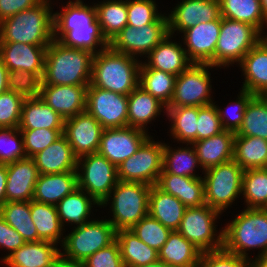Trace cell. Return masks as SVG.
Instances as JSON below:
<instances>
[{
	"mask_svg": "<svg viewBox=\"0 0 267 267\" xmlns=\"http://www.w3.org/2000/svg\"><path fill=\"white\" fill-rule=\"evenodd\" d=\"M62 11L53 14V39L65 46L90 51L93 54L97 53L94 50L97 44H101L102 48L109 47V42L101 32L95 6L89 7L76 0L70 1ZM57 32L62 36L59 39L55 38Z\"/></svg>",
	"mask_w": 267,
	"mask_h": 267,
	"instance_id": "6da1fadb",
	"label": "cell"
},
{
	"mask_svg": "<svg viewBox=\"0 0 267 267\" xmlns=\"http://www.w3.org/2000/svg\"><path fill=\"white\" fill-rule=\"evenodd\" d=\"M94 54L53 39L47 47L41 85H89Z\"/></svg>",
	"mask_w": 267,
	"mask_h": 267,
	"instance_id": "7a4b0ae2",
	"label": "cell"
},
{
	"mask_svg": "<svg viewBox=\"0 0 267 267\" xmlns=\"http://www.w3.org/2000/svg\"><path fill=\"white\" fill-rule=\"evenodd\" d=\"M140 65L133 56L103 48L94 54L90 84L129 95L139 84Z\"/></svg>",
	"mask_w": 267,
	"mask_h": 267,
	"instance_id": "3957f363",
	"label": "cell"
},
{
	"mask_svg": "<svg viewBox=\"0 0 267 267\" xmlns=\"http://www.w3.org/2000/svg\"><path fill=\"white\" fill-rule=\"evenodd\" d=\"M47 1L0 21V42L49 46L54 38L53 15Z\"/></svg>",
	"mask_w": 267,
	"mask_h": 267,
	"instance_id": "277c9868",
	"label": "cell"
},
{
	"mask_svg": "<svg viewBox=\"0 0 267 267\" xmlns=\"http://www.w3.org/2000/svg\"><path fill=\"white\" fill-rule=\"evenodd\" d=\"M223 231V249L246 258L249 248H261L267 254V213L262 208H247Z\"/></svg>",
	"mask_w": 267,
	"mask_h": 267,
	"instance_id": "5b68a950",
	"label": "cell"
},
{
	"mask_svg": "<svg viewBox=\"0 0 267 267\" xmlns=\"http://www.w3.org/2000/svg\"><path fill=\"white\" fill-rule=\"evenodd\" d=\"M112 190L113 219L108 221L116 231L131 229L148 214L151 185L118 181Z\"/></svg>",
	"mask_w": 267,
	"mask_h": 267,
	"instance_id": "8992f818",
	"label": "cell"
},
{
	"mask_svg": "<svg viewBox=\"0 0 267 267\" xmlns=\"http://www.w3.org/2000/svg\"><path fill=\"white\" fill-rule=\"evenodd\" d=\"M244 169L233 159L205 170V203L222 211L242 193Z\"/></svg>",
	"mask_w": 267,
	"mask_h": 267,
	"instance_id": "52a82bcc",
	"label": "cell"
},
{
	"mask_svg": "<svg viewBox=\"0 0 267 267\" xmlns=\"http://www.w3.org/2000/svg\"><path fill=\"white\" fill-rule=\"evenodd\" d=\"M260 34L254 26L221 17V29L215 48V66L240 62L263 38Z\"/></svg>",
	"mask_w": 267,
	"mask_h": 267,
	"instance_id": "ba28073f",
	"label": "cell"
},
{
	"mask_svg": "<svg viewBox=\"0 0 267 267\" xmlns=\"http://www.w3.org/2000/svg\"><path fill=\"white\" fill-rule=\"evenodd\" d=\"M63 240L67 259L83 262L98 250L116 240V230L108 220L88 221Z\"/></svg>",
	"mask_w": 267,
	"mask_h": 267,
	"instance_id": "9c48e42d",
	"label": "cell"
},
{
	"mask_svg": "<svg viewBox=\"0 0 267 267\" xmlns=\"http://www.w3.org/2000/svg\"><path fill=\"white\" fill-rule=\"evenodd\" d=\"M163 149L162 143H155L149 137L137 152L117 167L118 180L156 185L162 172Z\"/></svg>",
	"mask_w": 267,
	"mask_h": 267,
	"instance_id": "30bf717a",
	"label": "cell"
},
{
	"mask_svg": "<svg viewBox=\"0 0 267 267\" xmlns=\"http://www.w3.org/2000/svg\"><path fill=\"white\" fill-rule=\"evenodd\" d=\"M221 212L207 204L187 208L177 231L202 253L222 249L223 231L214 239V220ZM216 240V241H214Z\"/></svg>",
	"mask_w": 267,
	"mask_h": 267,
	"instance_id": "8fae6325",
	"label": "cell"
},
{
	"mask_svg": "<svg viewBox=\"0 0 267 267\" xmlns=\"http://www.w3.org/2000/svg\"><path fill=\"white\" fill-rule=\"evenodd\" d=\"M82 157L85 160L82 165L84 172H77L78 187L99 205L107 204L112 189L119 181L117 167L98 152Z\"/></svg>",
	"mask_w": 267,
	"mask_h": 267,
	"instance_id": "7c38bea8",
	"label": "cell"
},
{
	"mask_svg": "<svg viewBox=\"0 0 267 267\" xmlns=\"http://www.w3.org/2000/svg\"><path fill=\"white\" fill-rule=\"evenodd\" d=\"M167 35L168 19L162 15L154 23L145 26L126 25L109 42V47L129 56L149 54Z\"/></svg>",
	"mask_w": 267,
	"mask_h": 267,
	"instance_id": "4fadbf2b",
	"label": "cell"
},
{
	"mask_svg": "<svg viewBox=\"0 0 267 267\" xmlns=\"http://www.w3.org/2000/svg\"><path fill=\"white\" fill-rule=\"evenodd\" d=\"M207 67L212 66L192 63L176 76L174 94L167 107H201L212 104L209 98L211 86Z\"/></svg>",
	"mask_w": 267,
	"mask_h": 267,
	"instance_id": "5bb4252c",
	"label": "cell"
},
{
	"mask_svg": "<svg viewBox=\"0 0 267 267\" xmlns=\"http://www.w3.org/2000/svg\"><path fill=\"white\" fill-rule=\"evenodd\" d=\"M86 111L105 128L128 126V95L112 92L89 84Z\"/></svg>",
	"mask_w": 267,
	"mask_h": 267,
	"instance_id": "9a60e30c",
	"label": "cell"
},
{
	"mask_svg": "<svg viewBox=\"0 0 267 267\" xmlns=\"http://www.w3.org/2000/svg\"><path fill=\"white\" fill-rule=\"evenodd\" d=\"M103 130L101 124L87 111L65 119L63 135L78 158L77 170L84 161L82 156L98 152Z\"/></svg>",
	"mask_w": 267,
	"mask_h": 267,
	"instance_id": "2e32d148",
	"label": "cell"
},
{
	"mask_svg": "<svg viewBox=\"0 0 267 267\" xmlns=\"http://www.w3.org/2000/svg\"><path fill=\"white\" fill-rule=\"evenodd\" d=\"M145 130L134 127L105 128L98 153L116 167L138 151L149 138Z\"/></svg>",
	"mask_w": 267,
	"mask_h": 267,
	"instance_id": "e0dca14e",
	"label": "cell"
},
{
	"mask_svg": "<svg viewBox=\"0 0 267 267\" xmlns=\"http://www.w3.org/2000/svg\"><path fill=\"white\" fill-rule=\"evenodd\" d=\"M220 29L221 19H216L211 22L198 23L183 31L188 47L186 54L192 63L215 66V48Z\"/></svg>",
	"mask_w": 267,
	"mask_h": 267,
	"instance_id": "ac0fdd59",
	"label": "cell"
},
{
	"mask_svg": "<svg viewBox=\"0 0 267 267\" xmlns=\"http://www.w3.org/2000/svg\"><path fill=\"white\" fill-rule=\"evenodd\" d=\"M89 85H41L39 97L64 120L86 111Z\"/></svg>",
	"mask_w": 267,
	"mask_h": 267,
	"instance_id": "d6986e66",
	"label": "cell"
},
{
	"mask_svg": "<svg viewBox=\"0 0 267 267\" xmlns=\"http://www.w3.org/2000/svg\"><path fill=\"white\" fill-rule=\"evenodd\" d=\"M168 17L169 34L183 32L198 23L221 19L219 0H183Z\"/></svg>",
	"mask_w": 267,
	"mask_h": 267,
	"instance_id": "ffe728a7",
	"label": "cell"
},
{
	"mask_svg": "<svg viewBox=\"0 0 267 267\" xmlns=\"http://www.w3.org/2000/svg\"><path fill=\"white\" fill-rule=\"evenodd\" d=\"M47 47L22 42H0V59L8 70L30 71L42 80Z\"/></svg>",
	"mask_w": 267,
	"mask_h": 267,
	"instance_id": "44dd1931",
	"label": "cell"
},
{
	"mask_svg": "<svg viewBox=\"0 0 267 267\" xmlns=\"http://www.w3.org/2000/svg\"><path fill=\"white\" fill-rule=\"evenodd\" d=\"M6 202L33 200L39 172L32 158L16 160L6 164Z\"/></svg>",
	"mask_w": 267,
	"mask_h": 267,
	"instance_id": "7402d4cb",
	"label": "cell"
},
{
	"mask_svg": "<svg viewBox=\"0 0 267 267\" xmlns=\"http://www.w3.org/2000/svg\"><path fill=\"white\" fill-rule=\"evenodd\" d=\"M32 159L39 174L78 171V158L64 135L35 154Z\"/></svg>",
	"mask_w": 267,
	"mask_h": 267,
	"instance_id": "603a6c76",
	"label": "cell"
},
{
	"mask_svg": "<svg viewBox=\"0 0 267 267\" xmlns=\"http://www.w3.org/2000/svg\"><path fill=\"white\" fill-rule=\"evenodd\" d=\"M245 74L242 90L267 96V36L262 38L240 61Z\"/></svg>",
	"mask_w": 267,
	"mask_h": 267,
	"instance_id": "cb8c5ba5",
	"label": "cell"
},
{
	"mask_svg": "<svg viewBox=\"0 0 267 267\" xmlns=\"http://www.w3.org/2000/svg\"><path fill=\"white\" fill-rule=\"evenodd\" d=\"M156 186L163 192L178 198L187 208L205 205L204 180L160 173Z\"/></svg>",
	"mask_w": 267,
	"mask_h": 267,
	"instance_id": "d4e9b609",
	"label": "cell"
},
{
	"mask_svg": "<svg viewBox=\"0 0 267 267\" xmlns=\"http://www.w3.org/2000/svg\"><path fill=\"white\" fill-rule=\"evenodd\" d=\"M77 172L39 174L35 184L33 200L40 203L57 205L66 195L78 188Z\"/></svg>",
	"mask_w": 267,
	"mask_h": 267,
	"instance_id": "484cf974",
	"label": "cell"
},
{
	"mask_svg": "<svg viewBox=\"0 0 267 267\" xmlns=\"http://www.w3.org/2000/svg\"><path fill=\"white\" fill-rule=\"evenodd\" d=\"M64 119L39 96L26 97L22 106L19 130H64Z\"/></svg>",
	"mask_w": 267,
	"mask_h": 267,
	"instance_id": "4316f807",
	"label": "cell"
},
{
	"mask_svg": "<svg viewBox=\"0 0 267 267\" xmlns=\"http://www.w3.org/2000/svg\"><path fill=\"white\" fill-rule=\"evenodd\" d=\"M235 133L222 131L218 135L193 142L200 166L208 168L233 159Z\"/></svg>",
	"mask_w": 267,
	"mask_h": 267,
	"instance_id": "83f0119b",
	"label": "cell"
},
{
	"mask_svg": "<svg viewBox=\"0 0 267 267\" xmlns=\"http://www.w3.org/2000/svg\"><path fill=\"white\" fill-rule=\"evenodd\" d=\"M171 35H167L149 54L147 64L140 68H153L178 76L186 70L192 62L189 60L186 49L180 45L168 41Z\"/></svg>",
	"mask_w": 267,
	"mask_h": 267,
	"instance_id": "f1b7e54d",
	"label": "cell"
},
{
	"mask_svg": "<svg viewBox=\"0 0 267 267\" xmlns=\"http://www.w3.org/2000/svg\"><path fill=\"white\" fill-rule=\"evenodd\" d=\"M54 244L44 240L26 242L15 252L5 256L3 262L9 267H50L61 253Z\"/></svg>",
	"mask_w": 267,
	"mask_h": 267,
	"instance_id": "f546056e",
	"label": "cell"
},
{
	"mask_svg": "<svg viewBox=\"0 0 267 267\" xmlns=\"http://www.w3.org/2000/svg\"><path fill=\"white\" fill-rule=\"evenodd\" d=\"M187 207L175 196L163 192L156 185L151 186L148 214L164 227L177 230Z\"/></svg>",
	"mask_w": 267,
	"mask_h": 267,
	"instance_id": "4dcf8cb0",
	"label": "cell"
},
{
	"mask_svg": "<svg viewBox=\"0 0 267 267\" xmlns=\"http://www.w3.org/2000/svg\"><path fill=\"white\" fill-rule=\"evenodd\" d=\"M158 253L159 260L170 267H197L202 252L174 230Z\"/></svg>",
	"mask_w": 267,
	"mask_h": 267,
	"instance_id": "1f68e13d",
	"label": "cell"
},
{
	"mask_svg": "<svg viewBox=\"0 0 267 267\" xmlns=\"http://www.w3.org/2000/svg\"><path fill=\"white\" fill-rule=\"evenodd\" d=\"M116 241L124 267H143L159 260V253L145 244L130 229L116 231Z\"/></svg>",
	"mask_w": 267,
	"mask_h": 267,
	"instance_id": "d6a6232c",
	"label": "cell"
},
{
	"mask_svg": "<svg viewBox=\"0 0 267 267\" xmlns=\"http://www.w3.org/2000/svg\"><path fill=\"white\" fill-rule=\"evenodd\" d=\"M233 160L244 170L266 168L267 139L235 134Z\"/></svg>",
	"mask_w": 267,
	"mask_h": 267,
	"instance_id": "836d02e7",
	"label": "cell"
},
{
	"mask_svg": "<svg viewBox=\"0 0 267 267\" xmlns=\"http://www.w3.org/2000/svg\"><path fill=\"white\" fill-rule=\"evenodd\" d=\"M161 106L166 107L160 100L137 86L128 95V126L144 130L143 125L160 114Z\"/></svg>",
	"mask_w": 267,
	"mask_h": 267,
	"instance_id": "e575fe53",
	"label": "cell"
},
{
	"mask_svg": "<svg viewBox=\"0 0 267 267\" xmlns=\"http://www.w3.org/2000/svg\"><path fill=\"white\" fill-rule=\"evenodd\" d=\"M221 17L240 21L262 31L267 18L263 13L260 0H219Z\"/></svg>",
	"mask_w": 267,
	"mask_h": 267,
	"instance_id": "d590c367",
	"label": "cell"
},
{
	"mask_svg": "<svg viewBox=\"0 0 267 267\" xmlns=\"http://www.w3.org/2000/svg\"><path fill=\"white\" fill-rule=\"evenodd\" d=\"M30 213L38 233V241L56 244L61 238L62 226L55 205L30 201Z\"/></svg>",
	"mask_w": 267,
	"mask_h": 267,
	"instance_id": "8d00e7d4",
	"label": "cell"
},
{
	"mask_svg": "<svg viewBox=\"0 0 267 267\" xmlns=\"http://www.w3.org/2000/svg\"><path fill=\"white\" fill-rule=\"evenodd\" d=\"M0 215L26 242L38 241V233L30 213V201L5 202Z\"/></svg>",
	"mask_w": 267,
	"mask_h": 267,
	"instance_id": "74e56055",
	"label": "cell"
},
{
	"mask_svg": "<svg viewBox=\"0 0 267 267\" xmlns=\"http://www.w3.org/2000/svg\"><path fill=\"white\" fill-rule=\"evenodd\" d=\"M127 1H104L95 6L101 32L108 42L127 25Z\"/></svg>",
	"mask_w": 267,
	"mask_h": 267,
	"instance_id": "f35d334b",
	"label": "cell"
},
{
	"mask_svg": "<svg viewBox=\"0 0 267 267\" xmlns=\"http://www.w3.org/2000/svg\"><path fill=\"white\" fill-rule=\"evenodd\" d=\"M176 76L153 68L139 69V84L144 91L160 100L166 107L170 104Z\"/></svg>",
	"mask_w": 267,
	"mask_h": 267,
	"instance_id": "ab89813d",
	"label": "cell"
},
{
	"mask_svg": "<svg viewBox=\"0 0 267 267\" xmlns=\"http://www.w3.org/2000/svg\"><path fill=\"white\" fill-rule=\"evenodd\" d=\"M235 134L267 139V96L254 95L250 99L242 124Z\"/></svg>",
	"mask_w": 267,
	"mask_h": 267,
	"instance_id": "60d3db41",
	"label": "cell"
},
{
	"mask_svg": "<svg viewBox=\"0 0 267 267\" xmlns=\"http://www.w3.org/2000/svg\"><path fill=\"white\" fill-rule=\"evenodd\" d=\"M92 199V201H91ZM91 202L99 205L92 197L84 194V191L79 187L72 193L66 195L59 203H57L56 210L61 222H73L82 226L86 222L91 210Z\"/></svg>",
	"mask_w": 267,
	"mask_h": 267,
	"instance_id": "b9f144b4",
	"label": "cell"
},
{
	"mask_svg": "<svg viewBox=\"0 0 267 267\" xmlns=\"http://www.w3.org/2000/svg\"><path fill=\"white\" fill-rule=\"evenodd\" d=\"M173 121L171 132L183 142L192 144L197 141L198 106L166 107Z\"/></svg>",
	"mask_w": 267,
	"mask_h": 267,
	"instance_id": "7bdbcfd3",
	"label": "cell"
},
{
	"mask_svg": "<svg viewBox=\"0 0 267 267\" xmlns=\"http://www.w3.org/2000/svg\"><path fill=\"white\" fill-rule=\"evenodd\" d=\"M242 192L247 208H263L267 204V169H246L242 177Z\"/></svg>",
	"mask_w": 267,
	"mask_h": 267,
	"instance_id": "ee69618b",
	"label": "cell"
},
{
	"mask_svg": "<svg viewBox=\"0 0 267 267\" xmlns=\"http://www.w3.org/2000/svg\"><path fill=\"white\" fill-rule=\"evenodd\" d=\"M196 164L200 163L194 147L193 150L190 148H180L173 151L169 149V146L164 144L161 173H172L179 176L198 178L192 173Z\"/></svg>",
	"mask_w": 267,
	"mask_h": 267,
	"instance_id": "f6af8a7d",
	"label": "cell"
},
{
	"mask_svg": "<svg viewBox=\"0 0 267 267\" xmlns=\"http://www.w3.org/2000/svg\"><path fill=\"white\" fill-rule=\"evenodd\" d=\"M130 230L145 244L157 251L161 249L172 231L164 227L157 219L149 214L142 218Z\"/></svg>",
	"mask_w": 267,
	"mask_h": 267,
	"instance_id": "bcb514c9",
	"label": "cell"
},
{
	"mask_svg": "<svg viewBox=\"0 0 267 267\" xmlns=\"http://www.w3.org/2000/svg\"><path fill=\"white\" fill-rule=\"evenodd\" d=\"M25 98L9 90L0 94V128H18Z\"/></svg>",
	"mask_w": 267,
	"mask_h": 267,
	"instance_id": "7dc6e473",
	"label": "cell"
},
{
	"mask_svg": "<svg viewBox=\"0 0 267 267\" xmlns=\"http://www.w3.org/2000/svg\"><path fill=\"white\" fill-rule=\"evenodd\" d=\"M64 130L35 129L20 130L26 157L32 158L63 135Z\"/></svg>",
	"mask_w": 267,
	"mask_h": 267,
	"instance_id": "c3c4849f",
	"label": "cell"
},
{
	"mask_svg": "<svg viewBox=\"0 0 267 267\" xmlns=\"http://www.w3.org/2000/svg\"><path fill=\"white\" fill-rule=\"evenodd\" d=\"M17 133H20L19 128H0V164L6 165L26 158L23 138L18 141Z\"/></svg>",
	"mask_w": 267,
	"mask_h": 267,
	"instance_id": "681fc988",
	"label": "cell"
},
{
	"mask_svg": "<svg viewBox=\"0 0 267 267\" xmlns=\"http://www.w3.org/2000/svg\"><path fill=\"white\" fill-rule=\"evenodd\" d=\"M41 82L42 80L30 71L9 70L8 73V90L24 97L39 96Z\"/></svg>",
	"mask_w": 267,
	"mask_h": 267,
	"instance_id": "f907efd6",
	"label": "cell"
},
{
	"mask_svg": "<svg viewBox=\"0 0 267 267\" xmlns=\"http://www.w3.org/2000/svg\"><path fill=\"white\" fill-rule=\"evenodd\" d=\"M156 10V4L152 0L128 1L127 25L141 27L154 23L161 16Z\"/></svg>",
	"mask_w": 267,
	"mask_h": 267,
	"instance_id": "816d5d0a",
	"label": "cell"
},
{
	"mask_svg": "<svg viewBox=\"0 0 267 267\" xmlns=\"http://www.w3.org/2000/svg\"><path fill=\"white\" fill-rule=\"evenodd\" d=\"M224 131L217 106L212 104L198 107L197 141L210 138Z\"/></svg>",
	"mask_w": 267,
	"mask_h": 267,
	"instance_id": "f5cc1de1",
	"label": "cell"
},
{
	"mask_svg": "<svg viewBox=\"0 0 267 267\" xmlns=\"http://www.w3.org/2000/svg\"><path fill=\"white\" fill-rule=\"evenodd\" d=\"M197 267H250L246 258L225 249L201 253Z\"/></svg>",
	"mask_w": 267,
	"mask_h": 267,
	"instance_id": "db71d44e",
	"label": "cell"
},
{
	"mask_svg": "<svg viewBox=\"0 0 267 267\" xmlns=\"http://www.w3.org/2000/svg\"><path fill=\"white\" fill-rule=\"evenodd\" d=\"M85 267H124L120 247L115 240L83 261Z\"/></svg>",
	"mask_w": 267,
	"mask_h": 267,
	"instance_id": "11a10c76",
	"label": "cell"
},
{
	"mask_svg": "<svg viewBox=\"0 0 267 267\" xmlns=\"http://www.w3.org/2000/svg\"><path fill=\"white\" fill-rule=\"evenodd\" d=\"M253 96L254 95L252 93L241 90L239 100L238 102H236V105H235V108L237 109L236 113H234V116L229 117L232 120L231 119L225 120L224 117H228L229 115L225 116V112H221V109H218L217 107L218 115H219V118H220V121H221V124L224 130L231 131L233 133H236L239 130L242 124L243 118H244V112H245L246 106ZM229 120L231 122H229Z\"/></svg>",
	"mask_w": 267,
	"mask_h": 267,
	"instance_id": "9f6ffc18",
	"label": "cell"
},
{
	"mask_svg": "<svg viewBox=\"0 0 267 267\" xmlns=\"http://www.w3.org/2000/svg\"><path fill=\"white\" fill-rule=\"evenodd\" d=\"M25 243L23 237L0 215V246L10 250L12 254Z\"/></svg>",
	"mask_w": 267,
	"mask_h": 267,
	"instance_id": "6f0895ef",
	"label": "cell"
},
{
	"mask_svg": "<svg viewBox=\"0 0 267 267\" xmlns=\"http://www.w3.org/2000/svg\"><path fill=\"white\" fill-rule=\"evenodd\" d=\"M42 0H0V21L23 10L30 9Z\"/></svg>",
	"mask_w": 267,
	"mask_h": 267,
	"instance_id": "680465c9",
	"label": "cell"
},
{
	"mask_svg": "<svg viewBox=\"0 0 267 267\" xmlns=\"http://www.w3.org/2000/svg\"><path fill=\"white\" fill-rule=\"evenodd\" d=\"M63 253L52 262L50 267H85L83 262H78L74 260L67 259Z\"/></svg>",
	"mask_w": 267,
	"mask_h": 267,
	"instance_id": "91938a15",
	"label": "cell"
},
{
	"mask_svg": "<svg viewBox=\"0 0 267 267\" xmlns=\"http://www.w3.org/2000/svg\"><path fill=\"white\" fill-rule=\"evenodd\" d=\"M6 180H7V166L0 164V209L6 202Z\"/></svg>",
	"mask_w": 267,
	"mask_h": 267,
	"instance_id": "94428289",
	"label": "cell"
},
{
	"mask_svg": "<svg viewBox=\"0 0 267 267\" xmlns=\"http://www.w3.org/2000/svg\"><path fill=\"white\" fill-rule=\"evenodd\" d=\"M8 68L0 59V94L8 91Z\"/></svg>",
	"mask_w": 267,
	"mask_h": 267,
	"instance_id": "6125c7cd",
	"label": "cell"
},
{
	"mask_svg": "<svg viewBox=\"0 0 267 267\" xmlns=\"http://www.w3.org/2000/svg\"><path fill=\"white\" fill-rule=\"evenodd\" d=\"M252 263L250 262V267H267V254L259 255Z\"/></svg>",
	"mask_w": 267,
	"mask_h": 267,
	"instance_id": "be15d7a7",
	"label": "cell"
},
{
	"mask_svg": "<svg viewBox=\"0 0 267 267\" xmlns=\"http://www.w3.org/2000/svg\"><path fill=\"white\" fill-rule=\"evenodd\" d=\"M143 267H170L168 266L167 264H165L164 262L158 260L154 263H151V264H148V265H145Z\"/></svg>",
	"mask_w": 267,
	"mask_h": 267,
	"instance_id": "e7e4bbea",
	"label": "cell"
},
{
	"mask_svg": "<svg viewBox=\"0 0 267 267\" xmlns=\"http://www.w3.org/2000/svg\"><path fill=\"white\" fill-rule=\"evenodd\" d=\"M260 1H261L263 13L265 14V16L267 18V0H260Z\"/></svg>",
	"mask_w": 267,
	"mask_h": 267,
	"instance_id": "03108f58",
	"label": "cell"
},
{
	"mask_svg": "<svg viewBox=\"0 0 267 267\" xmlns=\"http://www.w3.org/2000/svg\"><path fill=\"white\" fill-rule=\"evenodd\" d=\"M262 209L267 213V204Z\"/></svg>",
	"mask_w": 267,
	"mask_h": 267,
	"instance_id": "003e7915",
	"label": "cell"
}]
</instances>
